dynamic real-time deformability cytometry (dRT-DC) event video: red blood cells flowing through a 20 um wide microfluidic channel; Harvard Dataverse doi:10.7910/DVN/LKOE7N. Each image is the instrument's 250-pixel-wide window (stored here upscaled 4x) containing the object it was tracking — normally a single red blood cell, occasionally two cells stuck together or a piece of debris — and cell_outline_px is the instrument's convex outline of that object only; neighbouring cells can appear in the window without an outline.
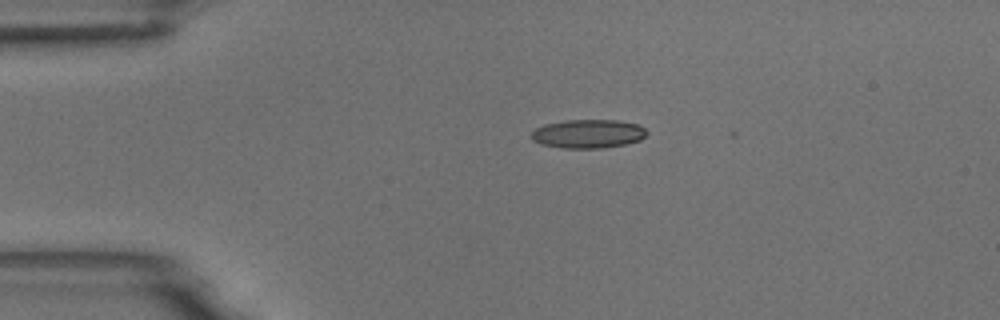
{"species": "common noctule bat (a hibernating species)", "species_latin": "Nyctalus noctula", "temperature_condition": "room temperature", "stored_images_in_passage": 2, "camera_frame_rate_fps": 3000, "um_per_image_px": 0.085, "animal": {"sex": "male", "body_mass_g": 18.8}, "frame": {"image": 1, "passage_image": 1, "time_ms": 0.0, "image_size_px": [1000, 320], "cell_outline_px": [[648, 132], [640, 140], [624, 144], [604, 148], [560, 148], [540, 144], [532, 140], [532, 132], [536, 128], [544, 124], [564, 120], [620, 120], [640, 124]], "centroid_in_image_um": [49.99, 11.36], "position_along_channel_um": 35.0, "area_um2": 19.48}}